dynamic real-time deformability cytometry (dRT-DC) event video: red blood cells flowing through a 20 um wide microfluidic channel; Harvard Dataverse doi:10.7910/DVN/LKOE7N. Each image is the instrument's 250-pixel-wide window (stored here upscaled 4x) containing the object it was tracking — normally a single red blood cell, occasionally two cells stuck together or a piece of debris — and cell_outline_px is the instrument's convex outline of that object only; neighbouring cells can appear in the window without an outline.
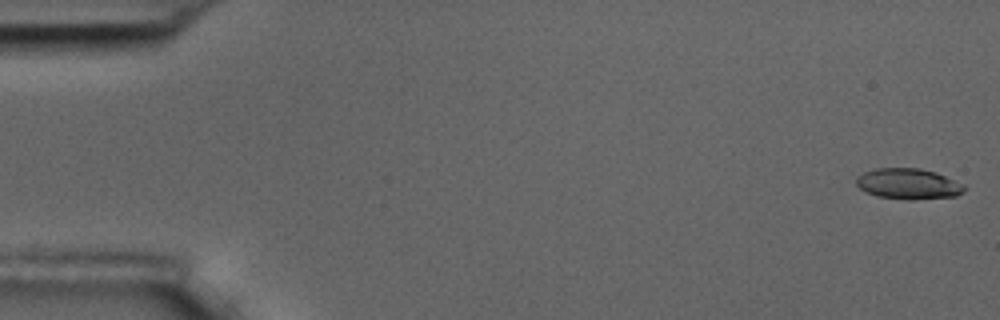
{"species": "common noctule bat (a hibernating species)", "species_latin": "Nyctalus noctula", "temperature_condition": "room temperature", "stored_images_in_passage": 6, "camera_frame_rate_fps": 3000, "um_per_image_px": 0.085, "animal": {"sex": "male", "body_mass_g": 17.5, "forearm_length_mm": 52.3}, "frame": {"image": 1, "passage_image": 1, "time_ms": 0.0, "image_size_px": [1000, 320], "cell_outline_px": [[968, 188], [964, 192], [956, 196], [908, 200], [876, 196], [864, 192], [856, 184], [856, 176], [864, 172], [876, 168], [920, 168], [936, 172], [964, 184]], "centroid_in_image_um": [77.21, 15.63], "position_along_channel_um": 7.8, "area_um2": 19.59}}
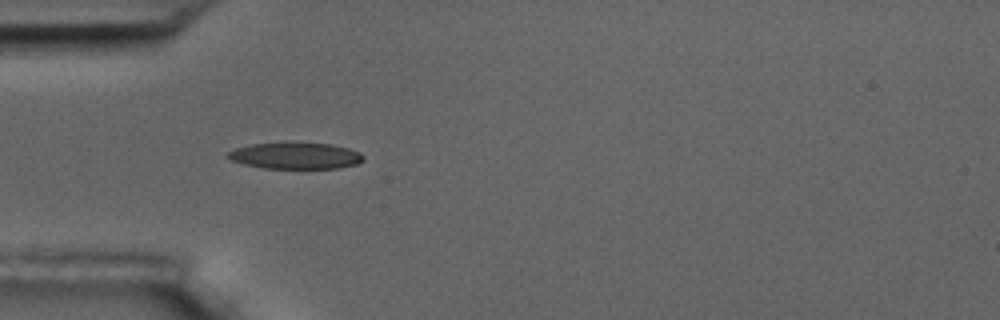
{"frame": {"image": 2, "passage_image": 5, "time_ms": 5.333, "image_size_px": [1000, 320], "cell_outline_px": [[364, 160], [356, 164], [340, 168], [264, 168], [244, 164], [232, 160], [224, 156], [228, 152], [236, 148], [252, 144], [332, 144], [348, 148], [360, 152], [364, 156]], "centroid_in_image_um": [25.14, 13.26], "position_along_channel_um": 59.9, "area_um2": 20.4}}